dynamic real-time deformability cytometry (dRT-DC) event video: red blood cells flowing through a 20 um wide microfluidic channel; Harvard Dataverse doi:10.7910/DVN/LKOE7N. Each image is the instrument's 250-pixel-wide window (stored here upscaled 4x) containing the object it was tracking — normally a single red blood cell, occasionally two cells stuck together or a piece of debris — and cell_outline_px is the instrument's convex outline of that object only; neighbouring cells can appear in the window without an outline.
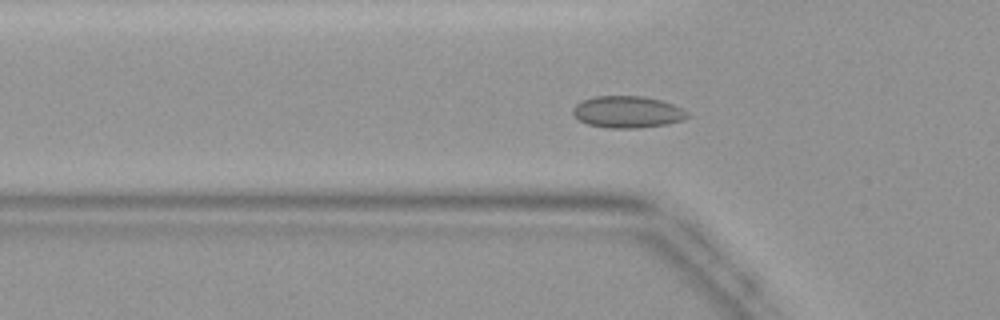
{"species": "common noctule bat (a hibernating species)", "species_latin": "Nyctalus noctula", "temperature_condition": "warm", "stored_images_in_passage": 34, "camera_frame_rate_fps": 3000, "um_per_image_px": 0.085, "animal": {"sex": "female", "body_mass_g": 19.9}, "frame": {"image": 1, "passage_image": 4, "time_ms": 1.0, "image_size_px": [1000, 320], "cell_outline_px": [[692, 116], [684, 120], [668, 124], [636, 128], [608, 128], [588, 124], [580, 120], [572, 112], [572, 108], [580, 100], [596, 96], [644, 96], [660, 100], [672, 104], [688, 112]], "centroid_in_image_um": [53.35, 9.51], "position_along_channel_um": 72.5, "area_um2": 21.33}}
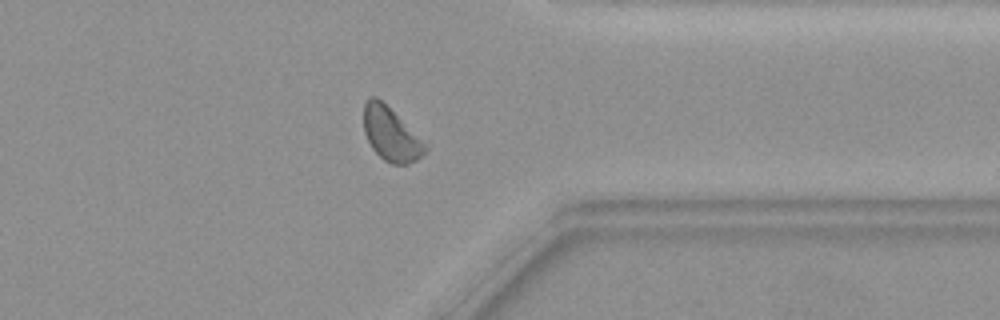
{"frame": {"image": 2, "passage_image": 25, "time_ms": 8.0, "image_size_px": [1000, 320], "cell_outline_px": [[428, 148], [416, 160], [408, 164], [392, 164], [384, 160], [372, 148], [364, 132], [364, 104], [372, 96], [376, 96], [428, 144]], "centroid_in_image_um": [33.24, 11.42], "position_along_channel_um": 378.2, "area_um2": 18.84}}
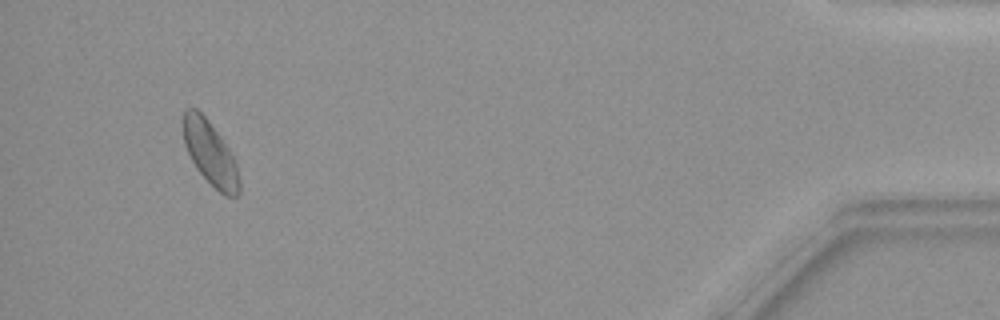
{"frame": {"image": 3, "passage_image": 32, "time_ms": 10.333, "image_size_px": [1000, 320], "cell_outline_px": [[240, 192], [236, 196], [224, 196], [196, 168], [184, 144], [184, 108], [196, 108], [204, 116], [220, 136], [228, 148], [236, 164], [240, 184]], "centroid_in_image_um": [17.87, 13.03], "position_along_channel_um": 417.3, "area_um2": 20.29}}